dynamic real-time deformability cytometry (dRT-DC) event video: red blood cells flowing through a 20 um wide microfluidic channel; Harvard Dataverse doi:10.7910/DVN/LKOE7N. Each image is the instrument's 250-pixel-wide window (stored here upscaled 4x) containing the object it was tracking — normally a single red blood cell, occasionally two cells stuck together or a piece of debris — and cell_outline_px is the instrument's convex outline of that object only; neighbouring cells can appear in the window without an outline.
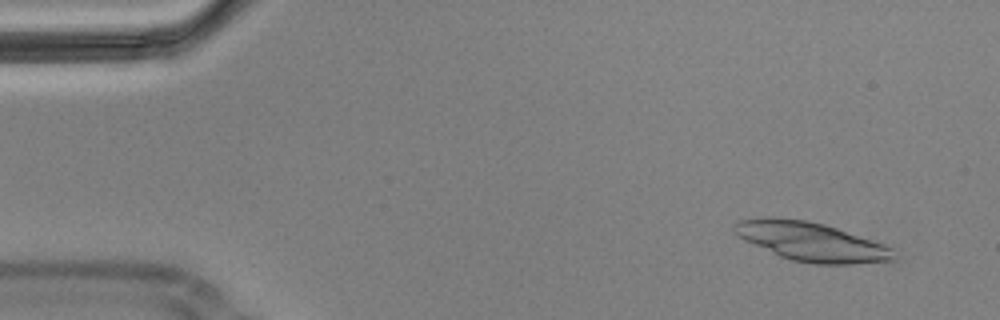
{"species": "Egyptian fruit bat (a non-hibernating species)", "species_latin": "Rousettus aegyptiacus", "temperature_condition": "cold", "stored_images_in_passage": 6, "camera_frame_rate_fps": 3000, "um_per_image_px": 0.085, "animal": {"sex": "male"}, "frame": {"image": 1, "passage_image": 1, "time_ms": 0.0, "image_size_px": [1000, 320], "cell_outline_px": [[900, 256], [896, 260], [852, 264], [816, 264], [792, 260], [780, 256], [744, 240], [736, 236], [732, 228], [740, 220], [804, 220], [824, 224], [884, 244], [892, 248]], "centroid_in_image_um": [69.07, 20.6], "position_along_channel_um": 15.9, "area_um2": 35.2}}